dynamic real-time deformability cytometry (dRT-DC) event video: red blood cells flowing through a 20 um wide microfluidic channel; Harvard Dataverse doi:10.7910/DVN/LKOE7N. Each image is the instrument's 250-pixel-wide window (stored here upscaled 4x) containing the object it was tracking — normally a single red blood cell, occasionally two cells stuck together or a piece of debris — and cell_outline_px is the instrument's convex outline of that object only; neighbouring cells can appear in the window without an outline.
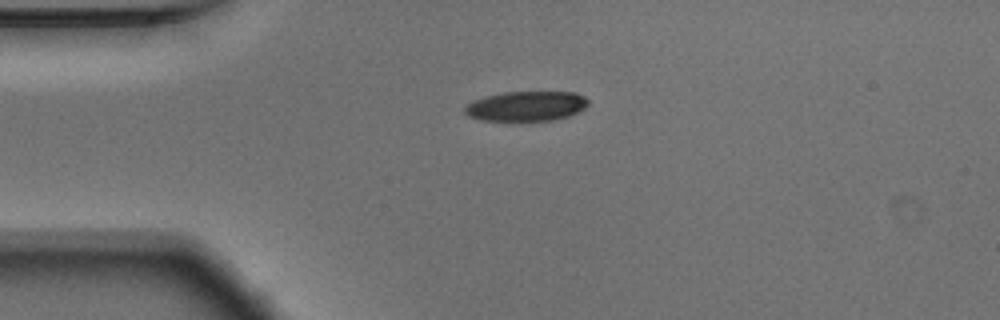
{"species": "Egyptian fruit bat (a non-hibernating species)", "species_latin": "Rousettus aegyptiacus", "temperature_condition": "warm", "stored_images_in_passage": 42, "camera_frame_rate_fps": 3000, "um_per_image_px": 0.085, "animal": {"sex": "male"}, "frame": {"image": 1, "passage_image": 1, "time_ms": 0.0, "image_size_px": [1000, 320], "cell_outline_px": [[588, 104], [584, 108], [568, 116], [552, 120], [480, 120], [468, 116], [464, 112], [464, 108], [472, 100], [504, 92], [576, 92], [584, 96], [588, 100]], "centroid_in_image_um": [44.72, 9.01], "position_along_channel_um": 40.3, "area_um2": 21.27}}
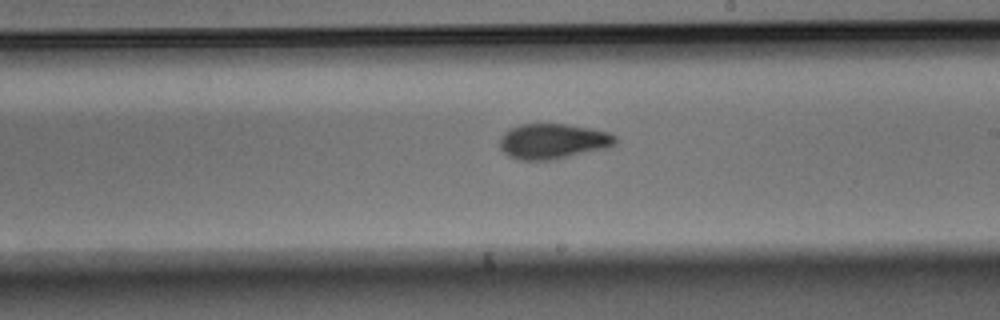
{"frame": {"image": 2, "passage_image": 19, "time_ms": 6.0, "image_size_px": [1000, 320], "cell_outline_px": [[616, 144], [608, 148], [552, 160], [520, 160], [508, 156], [500, 148], [500, 136], [504, 132], [520, 124], [564, 124], [592, 128], [608, 132], [616, 136]], "centroid_in_image_um": [47.01, 12.01], "position_along_channel_um": 242.0, "area_um2": 23.87}}
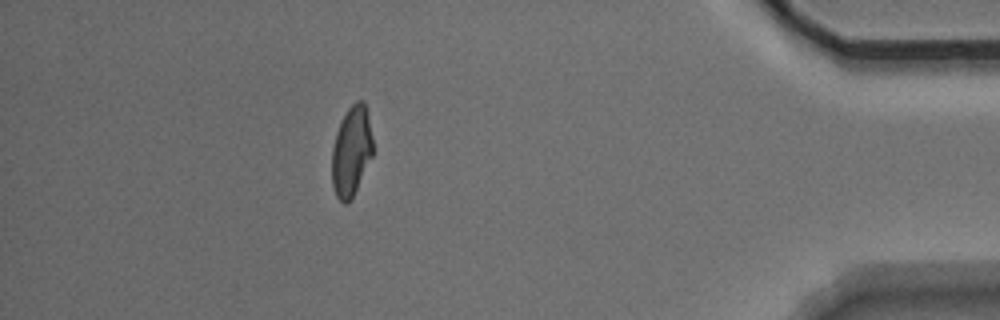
{"frame": {"image": 3, "passage_image": 36, "time_ms": 11.667, "image_size_px": [1000, 320], "cell_outline_px": [[372, 156], [352, 200], [344, 204], [336, 196], [332, 184], [332, 148], [336, 132], [348, 108], [356, 100], [364, 100], [368, 116], [372, 136]], "centroid_in_image_um": [29.87, 12.87], "position_along_channel_um": 405.3, "area_um2": 21.44}, "authors_computed_cell_mechanics": {"area_um2": 23.0044, "velocity_mm_per_s": 3.7543, "shape_relaxation_time_tau1_ms": 4.3119, "shape_relaxation_time_tau2_ms": 3.2758, "deformation_change_tau1": 0.171, "deformation_change_tau2": 0.0698}}